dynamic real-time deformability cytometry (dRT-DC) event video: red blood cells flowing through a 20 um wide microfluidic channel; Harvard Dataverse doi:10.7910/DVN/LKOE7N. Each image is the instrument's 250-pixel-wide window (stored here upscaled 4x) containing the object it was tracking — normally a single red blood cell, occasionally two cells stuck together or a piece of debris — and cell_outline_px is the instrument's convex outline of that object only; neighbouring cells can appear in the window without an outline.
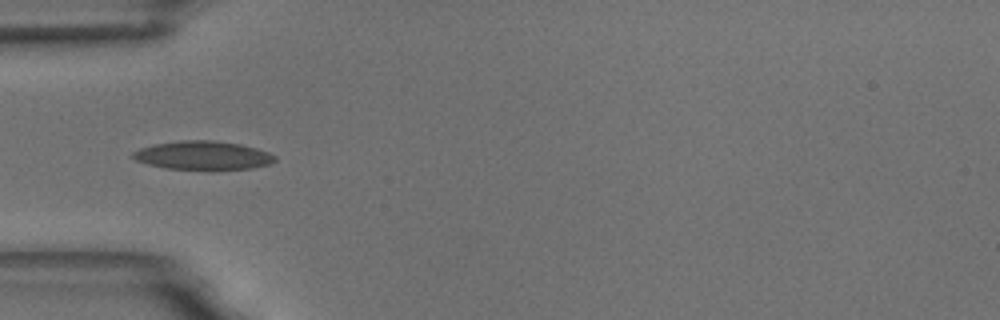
{"species": "common noctule bat (a hibernating species)", "species_latin": "Nyctalus noctula", "temperature_condition": "room temperature", "stored_images_in_passage": 13, "camera_frame_rate_fps": 3000, "um_per_image_px": 0.085, "animal": {"sex": "male", "body_mass_g": 18.8}, "frame": {"image": 1, "passage_image": 3, "time_ms": 2.333, "image_size_px": [1000, 320], "cell_outline_px": [[276, 160], [268, 164], [252, 168], [212, 172], [208, 172], [164, 168], [148, 164], [136, 160], [132, 156], [132, 152], [140, 148], [156, 144], [180, 140], [212, 140], [240, 144], [256, 148], [268, 152], [276, 156]], "centroid_in_image_um": [17.27, 13.25], "position_along_channel_um": 67.7, "area_um2": 24.45}}
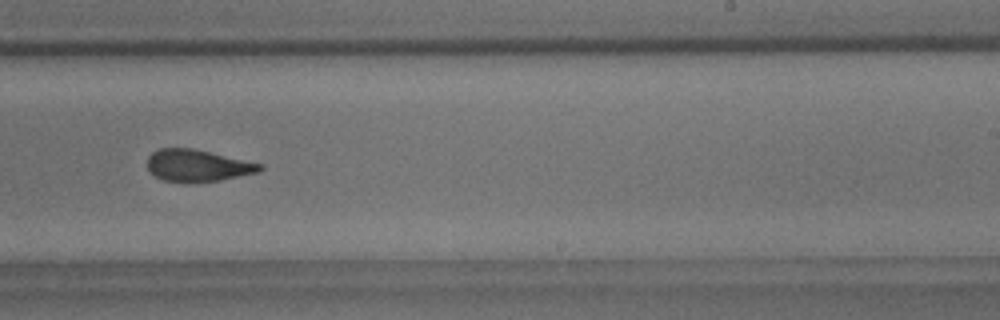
{"frame": {"image": 2, "passage_image": 8, "time_ms": 8.0, "image_size_px": [1000, 320], "cell_outline_px": [[264, 168], [260, 172], [220, 180], [192, 184], [164, 180], [156, 176], [148, 168], [148, 156], [152, 152], [160, 148], [192, 148], [264, 164]], "centroid_in_image_um": [16.83, 14.09], "position_along_channel_um": 272.2, "area_um2": 21.15}}
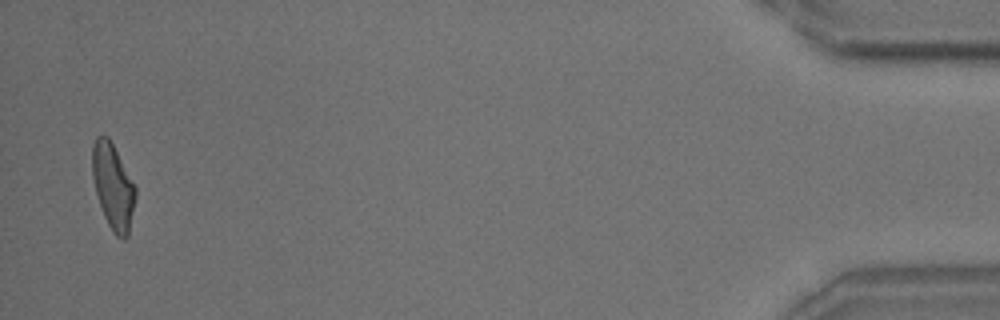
{"frame": {"image": 3, "passage_image": 13, "time_ms": 14.667, "image_size_px": [1000, 320], "cell_outline_px": [[136, 196], [128, 236], [124, 240], [120, 240], [112, 232], [104, 216], [96, 192], [92, 176], [92, 144], [96, 136], [108, 136], [136, 188]], "centroid_in_image_um": [9.6, 15.88], "position_along_channel_um": 425.6, "area_um2": 21.39}, "authors_computed_cell_mechanics": {"area_um2": 21.7328, "velocity_mm_per_s": 3.6032, "shape_relaxation_time_tau1_ms": 4.2444, "shape_relaxation_time_tau2_ms": 1.9593, "deformation_change_tau1": 0.1385, "deformation_change_tau2": 0.0914}}